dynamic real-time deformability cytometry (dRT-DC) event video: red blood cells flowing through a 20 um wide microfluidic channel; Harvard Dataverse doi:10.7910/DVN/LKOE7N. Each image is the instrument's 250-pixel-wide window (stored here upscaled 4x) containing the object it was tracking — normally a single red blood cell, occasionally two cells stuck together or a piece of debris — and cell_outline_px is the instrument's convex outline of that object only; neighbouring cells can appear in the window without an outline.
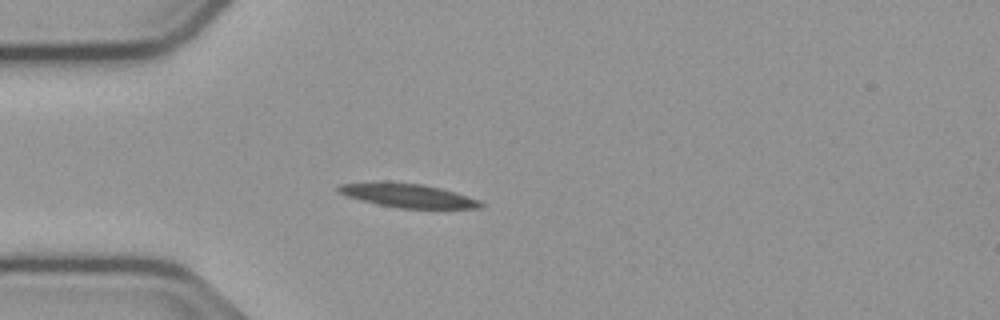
{"species": "common noctule bat (a hibernating species)", "species_latin": "Nyctalus noctula", "temperature_condition": "cold", "stored_images_in_passage": 36, "camera_frame_rate_fps": 3000, "um_per_image_px": 0.085, "animal": {"sex": "male", "body_mass_g": 23.1, "forearm_length_mm": 52.7}, "frame": {"image": 1, "passage_image": 8, "time_ms": 2.333, "image_size_px": [1000, 320], "cell_outline_px": [[484, 204], [480, 208], [400, 208], [376, 204], [348, 196], [336, 192], [336, 188], [340, 184], [424, 184], [440, 188], [480, 200]], "centroid_in_image_um": [34.73, 16.66], "position_along_channel_um": 50.3, "area_um2": 18.73}}
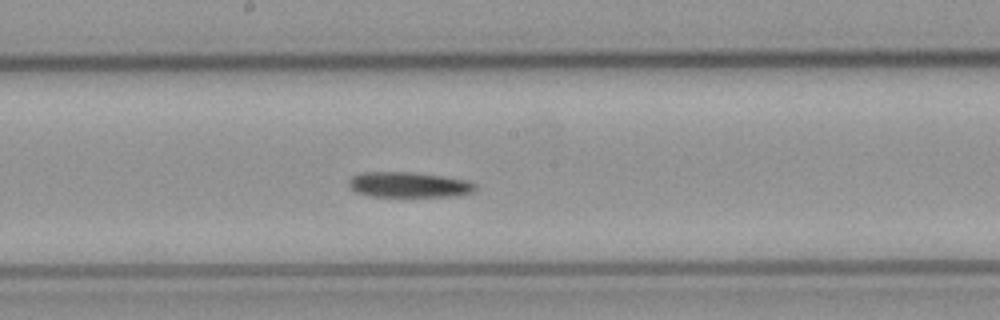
{"frame": {"image": 2, "passage_image": 22, "time_ms": 7.0, "image_size_px": [1000, 320], "cell_outline_px": [[476, 188], [472, 192], [456, 196], [368, 196], [356, 192], [348, 184], [348, 180], [352, 176], [360, 172], [408, 172], [440, 176], [464, 180], [476, 184]], "centroid_in_image_um": [34.7, 15.7], "position_along_channel_um": 213.5, "area_um2": 18.5}}
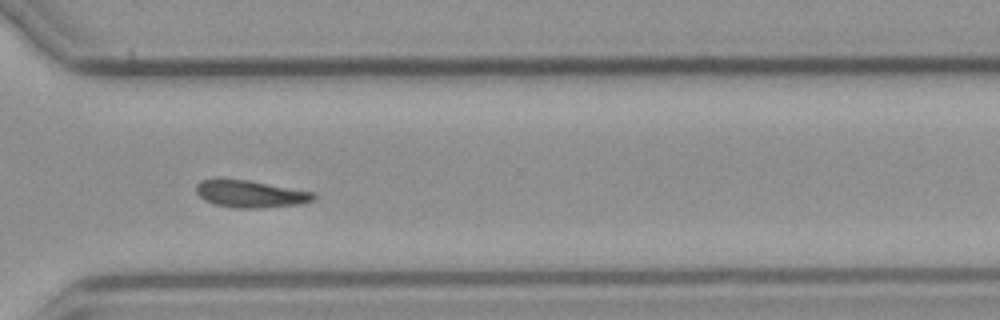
{"frame": {"image": 3, "passage_image": 33, "time_ms": 10.667, "image_size_px": [1000, 320], "cell_outline_px": [[316, 196], [312, 200], [300, 204], [260, 208], [232, 208], [212, 204], [204, 200], [196, 192], [196, 184], [200, 180], [248, 180], [316, 192]], "centroid_in_image_um": [21.3, 16.5], "position_along_channel_um": 349.3, "area_um2": 18.55}, "authors_computed_cell_mechanics": {"area_um2": 18.9295, "velocity_mm_per_s": 3.7152, "shape_relaxation_time_tau1_ms": 5.1835, "shape_relaxation_time_tau2_ms": null, "deformation_change_tau1": 0.1502, "deformation_change_tau2": null}}